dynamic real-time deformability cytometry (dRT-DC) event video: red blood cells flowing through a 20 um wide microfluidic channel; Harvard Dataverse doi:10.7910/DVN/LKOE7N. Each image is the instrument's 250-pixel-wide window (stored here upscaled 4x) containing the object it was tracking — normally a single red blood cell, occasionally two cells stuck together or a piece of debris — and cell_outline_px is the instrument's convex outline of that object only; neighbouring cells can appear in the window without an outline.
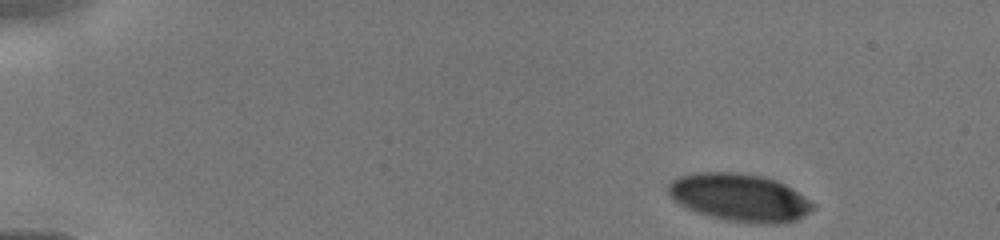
{"species": "human", "species_latin": "Homo sapiens", "temperature_condition": "cold", "stored_images_in_passage": 13, "camera_frame_rate_fps": 3000, "um_per_image_px": 0.085, "donor": {"sex": "male"}, "frame": {"image": 1, "passage_image": 1, "time_ms": 0.0, "image_size_px": [1000, 240], "cell_outline_px": [[816, 208], [804, 216], [796, 220], [780, 224], [752, 224], [728, 220], [708, 216], [696, 212], [680, 204], [668, 192], [668, 184], [672, 180], [680, 176], [692, 172], [740, 172], [760, 176], [776, 180], [784, 184], [804, 196], [816, 204]], "centroid_in_image_um": [62.9, 16.79], "position_along_channel_um": 22.1, "area_um2": 40.4}}
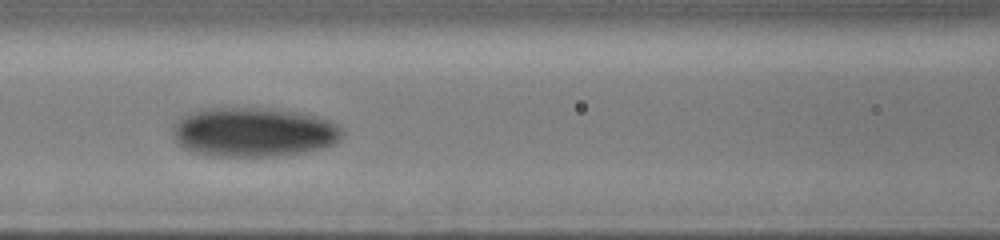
{"frame": {"image": 2, "passage_image": 10, "time_ms": 5.333, "image_size_px": [1000, 240], "cell_outline_px": [[344, 136], [332, 144], [324, 148], [304, 152], [280, 156], [208, 156], [184, 148], [176, 144], [172, 136], [172, 124], [176, 120], [188, 112], [208, 108], [268, 108], [296, 112], [316, 116], [328, 120], [336, 124], [344, 132]], "centroid_in_image_um": [21.51, 11.23], "position_along_channel_um": 145.1, "area_um2": 49.25}}
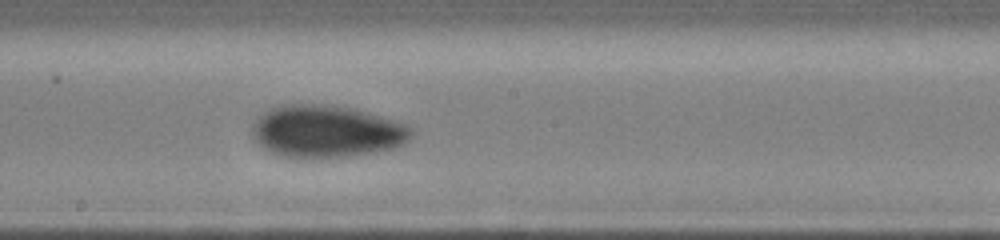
{"frame": {"image": 3, "passage_image": 13, "time_ms": 7.0, "image_size_px": [1000, 240], "cell_outline_px": [[412, 136], [404, 144], [392, 148], [372, 152], [348, 156], [284, 156], [272, 152], [264, 148], [252, 136], [252, 124], [256, 116], [280, 104], [332, 104], [356, 108], [408, 124], [412, 128]], "centroid_in_image_um": [27.76, 11.12], "position_along_channel_um": 220.4, "area_um2": 48.38}}